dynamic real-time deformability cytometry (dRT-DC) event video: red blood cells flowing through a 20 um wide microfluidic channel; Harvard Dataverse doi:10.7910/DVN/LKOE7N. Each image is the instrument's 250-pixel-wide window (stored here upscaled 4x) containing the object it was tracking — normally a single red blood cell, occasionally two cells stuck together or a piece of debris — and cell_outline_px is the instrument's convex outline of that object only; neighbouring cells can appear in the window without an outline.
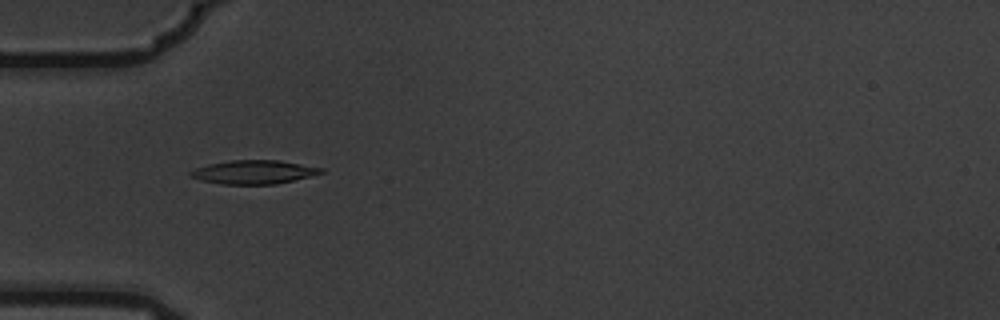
{"species": "common noctule bat (a hibernating species)", "species_latin": "Nyctalus noctula", "temperature_condition": "warm", "stored_images_in_passage": 6, "camera_frame_rate_fps": 3000, "um_per_image_px": 0.085, "animal": {"sex": "male", "body_mass_g": 19.5, "forearm_length_mm": 54.6}, "frame": {"image": 1, "passage_image": 6, "time_ms": 1.667, "image_size_px": [1000, 320], "cell_outline_px": [[324, 172], [312, 176], [276, 184], [220, 184], [200, 180], [188, 176], [188, 172], [196, 168], [208, 164], [232, 160], [280, 160], [324, 168]], "centroid_in_image_um": [21.57, 14.62], "position_along_channel_um": 63.4, "area_um2": 18.15}}